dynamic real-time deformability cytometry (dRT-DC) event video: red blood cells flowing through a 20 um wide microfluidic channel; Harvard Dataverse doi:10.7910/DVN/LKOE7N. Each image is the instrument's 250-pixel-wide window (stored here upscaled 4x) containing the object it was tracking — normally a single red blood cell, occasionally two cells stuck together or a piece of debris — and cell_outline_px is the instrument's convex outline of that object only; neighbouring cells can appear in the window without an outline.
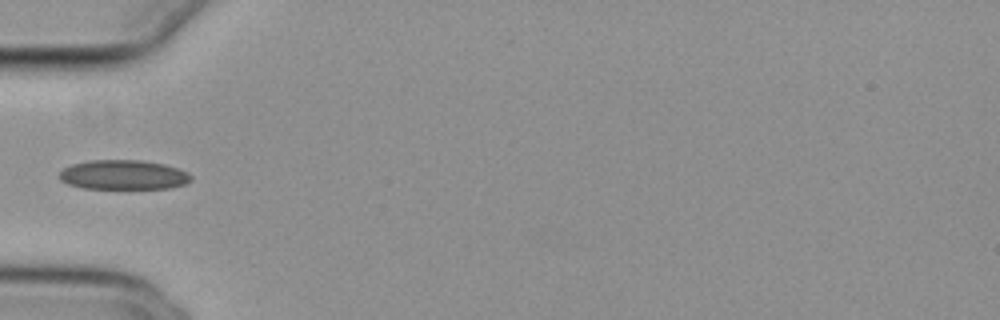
{"species": "common noctule bat (a hibernating species)", "species_latin": "Nyctalus noctula", "temperature_condition": "cold", "stored_images_in_passage": 33, "camera_frame_rate_fps": 3000, "um_per_image_px": 0.085, "animal": {"sex": "female", "body_mass_g": 29.2, "forearm_length_mm": 56.3}, "frame": {"image": 1, "passage_image": 1, "time_ms": 0.0, "image_size_px": [1000, 320], "cell_outline_px": [[192, 180], [184, 184], [168, 188], [84, 188], [68, 184], [60, 180], [60, 172], [64, 168], [72, 164], [88, 160], [140, 160], [164, 164], [188, 172], [192, 176]], "centroid_in_image_um": [10.49, 14.85], "position_along_channel_um": 74.5, "area_um2": 22.54}}
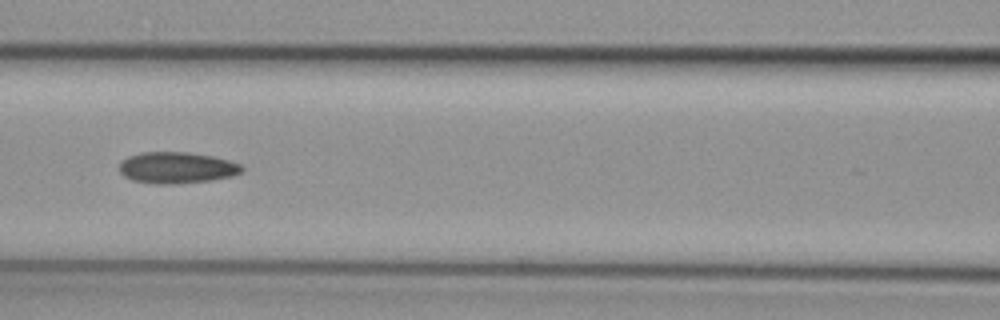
{"frame": {"image": 2, "passage_image": 7, "time_ms": 2.0, "image_size_px": [1000, 320], "cell_outline_px": [[244, 172], [232, 176], [212, 180], [176, 184], [156, 184], [132, 180], [124, 176], [120, 172], [120, 160], [128, 156], [140, 152], [188, 152], [212, 156], [228, 160], [240, 164], [244, 168]], "centroid_in_image_um": [15.02, 14.25], "position_along_channel_um": 151.6, "area_um2": 22.6}}
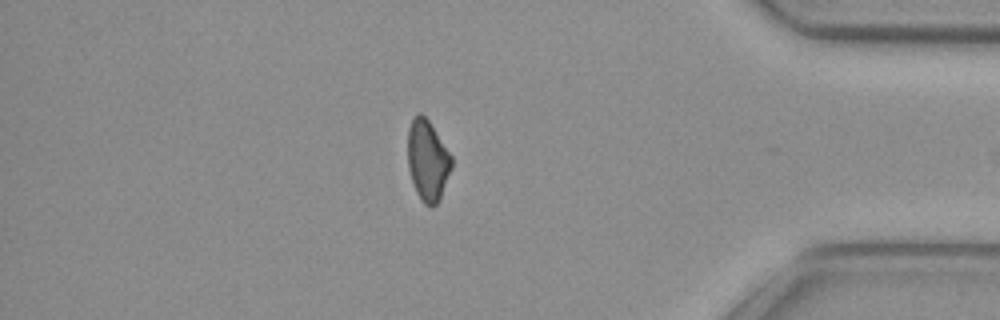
{"frame": {"image": 3, "passage_image": 29, "time_ms": 9.333, "image_size_px": [1000, 320], "cell_outline_px": [[452, 168], [440, 200], [432, 208], [428, 208], [420, 200], [416, 192], [408, 168], [408, 128], [412, 120], [420, 112], [428, 120], [452, 156]], "centroid_in_image_um": [36.35, 13.7], "position_along_channel_um": 398.8, "area_um2": 20.69}}